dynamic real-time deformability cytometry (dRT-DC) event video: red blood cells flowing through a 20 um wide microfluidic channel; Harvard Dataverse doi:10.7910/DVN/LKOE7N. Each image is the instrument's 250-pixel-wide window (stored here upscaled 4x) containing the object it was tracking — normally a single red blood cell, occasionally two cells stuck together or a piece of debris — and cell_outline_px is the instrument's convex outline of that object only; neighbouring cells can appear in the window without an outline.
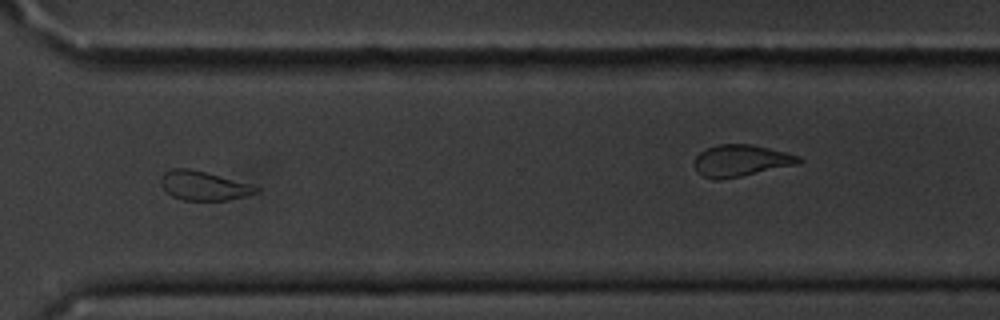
{"species": "common noctule bat (a hibernating species)", "species_latin": "Nyctalus noctula", "temperature_condition": "cold", "stored_images_in_passage": 16, "camera_frame_rate_fps": 3000, "um_per_image_px": 0.085, "animal": {"sex": "male", "body_mass_g": 20.1, "forearm_length_mm": 53.5}, "frame": {"image": 1, "passage_image": 12, "time_ms": 13.333, "image_size_px": [1000, 320], "cell_outline_px": [[260, 192], [228, 200], [184, 200], [172, 196], [160, 184], [160, 176], [164, 172], [172, 168], [188, 168], [204, 172], [248, 184], [260, 188]], "centroid_in_image_um": [17.27, 15.79], "position_along_channel_um": 353.3, "area_um2": 15.9}, "authors_computed_cell_mechanics": {"area_um2": 17.5423, "velocity_mm_per_s": 3.6195, "shape_relaxation_time_tau1_ms": 3.9299, "shape_relaxation_time_tau2_ms": 2.9008, "deformation_change_tau1": 0.0811, "deformation_change_tau2": 0.0541}}